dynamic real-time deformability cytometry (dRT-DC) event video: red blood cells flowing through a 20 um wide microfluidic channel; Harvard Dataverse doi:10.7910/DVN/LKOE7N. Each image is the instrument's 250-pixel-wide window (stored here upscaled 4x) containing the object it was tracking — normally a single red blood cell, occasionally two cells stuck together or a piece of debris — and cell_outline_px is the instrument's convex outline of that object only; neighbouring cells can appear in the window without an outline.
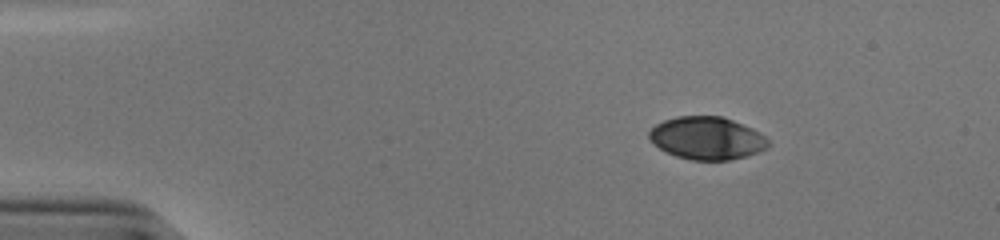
{"species": "human", "species_latin": "Homo sapiens", "temperature_condition": "cold", "stored_images_in_passage": 53, "camera_frame_rate_fps": 3000, "um_per_image_px": 0.085, "donor": {"sex": "male"}, "frame": {"image": 1, "passage_image": 8, "time_ms": 2.333, "image_size_px": [1000, 240], "cell_outline_px": [[768, 148], [760, 152], [728, 160], [692, 160], [676, 156], [660, 148], [648, 136], [648, 132], [656, 124], [664, 120], [676, 116], [724, 116], [752, 128], [760, 132], [768, 140]], "centroid_in_image_um": [60.11, 11.73], "position_along_channel_um": 24.9, "area_um2": 29.54}}
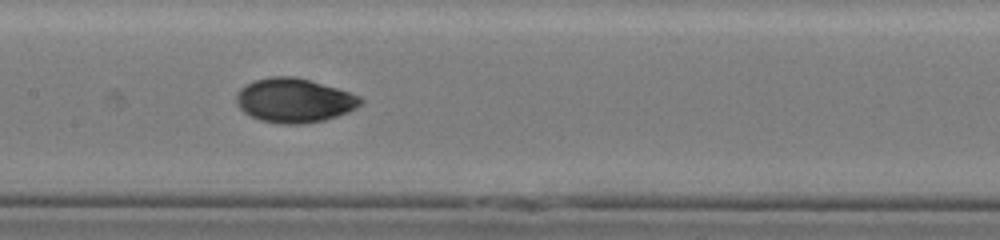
{"frame": {"image": 2, "passage_image": 27, "time_ms": 8.667, "image_size_px": [1000, 240], "cell_outline_px": [[364, 100], [356, 108], [348, 112], [324, 120], [304, 124], [280, 124], [260, 120], [244, 112], [236, 104], [236, 92], [240, 88], [252, 80], [272, 76], [296, 76], [336, 88], [360, 96]], "centroid_in_image_um": [24.98, 8.53], "position_along_channel_um": 182.4, "area_um2": 32.08}}
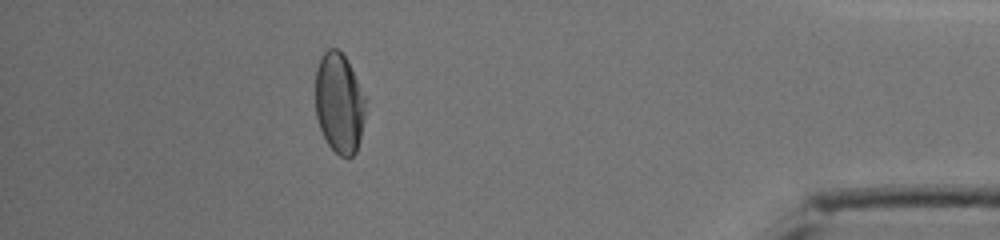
{"frame": {"image": 3, "passage_image": 48, "time_ms": 15.667, "image_size_px": [1000, 240], "cell_outline_px": [[368, 96], [364, 120], [360, 140], [356, 152], [352, 156], [340, 156], [328, 144], [320, 128], [316, 116], [316, 68], [320, 56], [328, 48], [336, 48], [348, 60]], "centroid_in_image_um": [28.88, 8.72], "position_along_channel_um": 406.3, "area_um2": 29.94}, "authors_computed_cell_mechanics": {"area_um2": 30.8652, "velocity_mm_per_s": 3.8285, "shape_relaxation_time_tau1_ms": 3.7858, "shape_relaxation_time_tau2_ms": 1.8056, "deformation_change_tau1": 0.1404, "deformation_change_tau2": 0.0405}}